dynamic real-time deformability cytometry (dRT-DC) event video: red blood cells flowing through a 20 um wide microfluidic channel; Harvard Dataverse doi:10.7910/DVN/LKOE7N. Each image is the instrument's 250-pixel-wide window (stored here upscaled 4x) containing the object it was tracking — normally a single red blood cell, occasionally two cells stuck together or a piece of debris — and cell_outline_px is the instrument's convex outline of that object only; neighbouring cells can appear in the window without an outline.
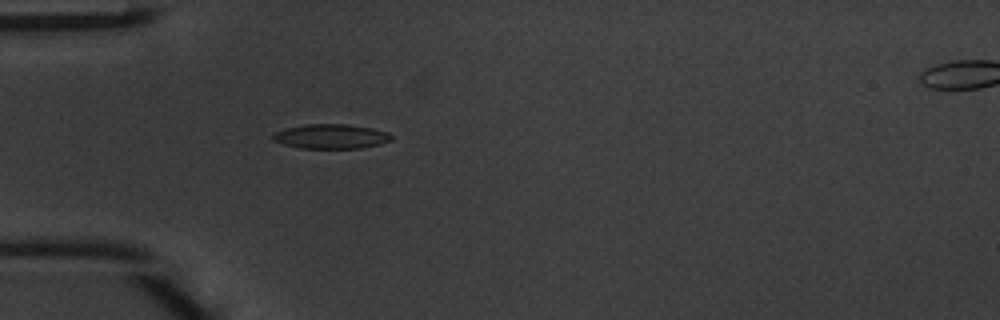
{"species": "common noctule bat (a hibernating species)", "species_latin": "Nyctalus noctula", "temperature_condition": "warm", "stored_images_in_passage": 34, "camera_frame_rate_fps": 3000, "um_per_image_px": 0.085, "animal": {"sex": "male", "body_mass_g": 20.1, "forearm_length_mm": 53.5}, "frame": {"image": 1, "passage_image": 1, "time_ms": 0.0, "image_size_px": [1000, 320], "cell_outline_px": [[392, 140], [380, 144], [360, 148], [300, 148], [284, 144], [272, 140], [272, 136], [276, 132], [288, 128], [304, 124], [348, 124], [372, 128], [388, 132], [392, 136]], "centroid_in_image_um": [28.16, 11.59], "position_along_channel_um": 56.8, "area_um2": 16.88}}
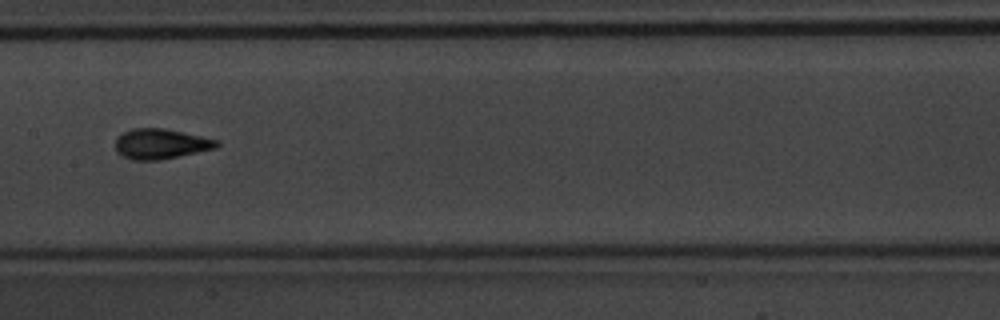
{"frame": {"image": 2, "passage_image": 11, "time_ms": 3.333, "image_size_px": [1000, 320], "cell_outline_px": [[220, 144], [216, 148], [160, 160], [132, 160], [120, 156], [116, 152], [116, 140], [124, 132], [132, 128], [164, 128], [220, 140]], "centroid_in_image_um": [13.67, 12.23], "position_along_channel_um": 193.7, "area_um2": 17.86}}
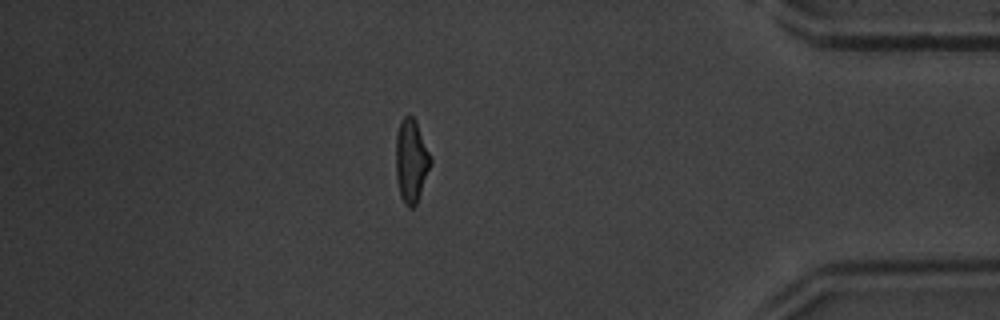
{"frame": {"image": 3, "passage_image": 28, "time_ms": 9.0, "image_size_px": [1000, 320], "cell_outline_px": [[432, 164], [416, 204], [412, 208], [408, 208], [404, 204], [400, 196], [396, 180], [396, 136], [400, 120], [404, 116], [412, 116], [416, 120], [432, 160]], "centroid_in_image_um": [34.95, 13.69], "position_along_channel_um": 400.3, "area_um2": 16.99}, "authors_computed_cell_mechanics": {"area_um2": 16.9065, "velocity_mm_per_s": 4.2625, "shape_relaxation_time_tau1_ms": 3.6726, "shape_relaxation_time_tau2_ms": 0.9468, "deformation_change_tau1": 0.1774, "deformation_change_tau2": 0.0695}}